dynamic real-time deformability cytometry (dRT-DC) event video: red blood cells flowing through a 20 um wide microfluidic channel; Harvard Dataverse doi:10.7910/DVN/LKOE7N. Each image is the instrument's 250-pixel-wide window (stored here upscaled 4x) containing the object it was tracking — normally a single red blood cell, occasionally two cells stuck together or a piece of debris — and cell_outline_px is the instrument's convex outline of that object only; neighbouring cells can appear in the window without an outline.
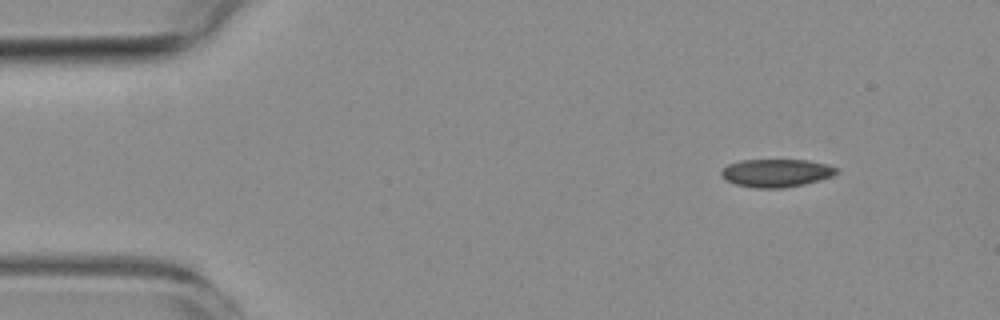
{"species": "common noctule bat (a hibernating species)", "species_latin": "Nyctalus noctula", "temperature_condition": "room temperature", "stored_images_in_passage": 3, "camera_frame_rate_fps": 3000, "um_per_image_px": 0.085, "animal": {"sex": "female", "body_mass_g": 19.3, "forearm_length_mm": 54.1}, "frame": {"image": 1, "passage_image": 1, "time_ms": 0.0, "image_size_px": [1000, 320], "cell_outline_px": [[840, 172], [832, 176], [820, 180], [804, 184], [784, 188], [756, 188], [736, 184], [728, 180], [720, 172], [728, 164], [740, 160], [808, 160], [828, 164], [836, 168]], "centroid_in_image_um": [66.03, 14.7], "position_along_channel_um": 19.0, "area_um2": 18.73}}